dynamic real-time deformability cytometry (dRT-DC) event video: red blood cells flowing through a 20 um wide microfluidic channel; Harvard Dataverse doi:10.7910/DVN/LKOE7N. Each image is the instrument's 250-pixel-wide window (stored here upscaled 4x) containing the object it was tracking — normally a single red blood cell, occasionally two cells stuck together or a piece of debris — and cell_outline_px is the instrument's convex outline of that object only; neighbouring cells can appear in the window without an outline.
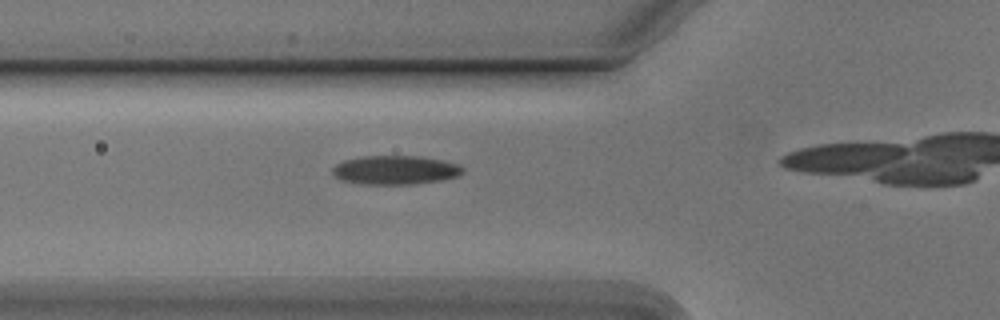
{"species": "Egyptian fruit bat (a non-hibernating species)", "species_latin": "Rousettus aegyptiacus", "temperature_condition": "cold", "stored_images_in_passage": 14, "camera_frame_rate_fps": 3000, "um_per_image_px": 0.085, "animal": {"sex": "male"}, "frame": {"image": 1, "passage_image": 10, "time_ms": 3.0, "image_size_px": [1000, 320], "cell_outline_px": [[464, 172], [460, 176], [444, 180], [416, 184], [364, 184], [340, 180], [332, 176], [332, 168], [336, 164], [344, 160], [360, 156], [420, 156], [444, 160], [460, 164], [464, 168]], "centroid_in_image_um": [33.63, 14.45], "position_along_channel_um": 92.2, "area_um2": 22.43}}